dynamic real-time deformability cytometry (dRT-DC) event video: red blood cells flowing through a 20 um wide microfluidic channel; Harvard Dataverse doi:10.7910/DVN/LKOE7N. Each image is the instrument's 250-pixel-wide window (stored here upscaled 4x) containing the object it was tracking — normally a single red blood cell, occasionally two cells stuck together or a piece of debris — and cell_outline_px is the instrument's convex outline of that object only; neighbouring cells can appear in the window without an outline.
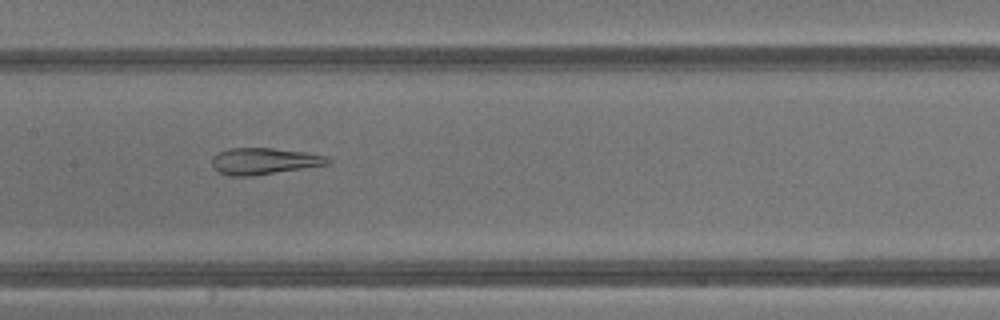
{"species": "common noctule bat (a hibernating species)", "species_latin": "Nyctalus noctula", "temperature_condition": "warm", "stored_images_in_passage": 38, "camera_frame_rate_fps": 3000, "um_per_image_px": 0.085, "animal": {"sex": "male", "body_mass_g": 13.3}, "frame": {"image": 1, "passage_image": 16, "time_ms": 5.0, "image_size_px": [1000, 320], "cell_outline_px": [[332, 164], [252, 176], [228, 176], [220, 172], [212, 164], [212, 156], [228, 148], [272, 148], [308, 152], [328, 156], [332, 160]], "centroid_in_image_um": [22.52, 13.69], "position_along_channel_um": 184.9, "area_um2": 18.09}}
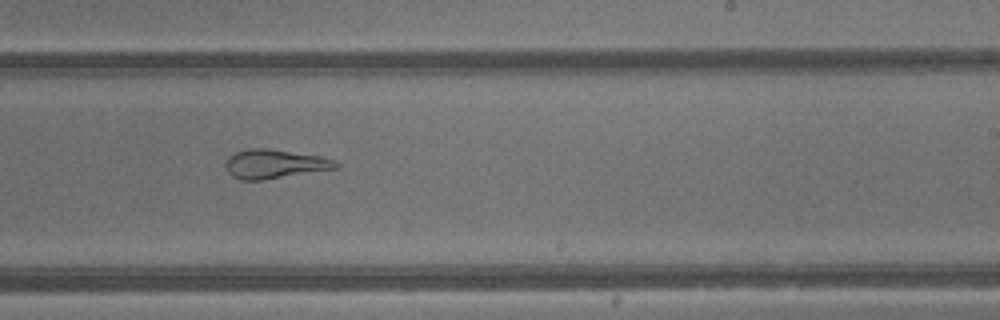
{"frame": {"image": 2, "passage_image": 21, "time_ms": 6.667, "image_size_px": [1000, 320], "cell_outline_px": [[340, 164], [336, 168], [264, 180], [240, 180], [232, 176], [228, 172], [224, 164], [228, 156], [236, 152], [248, 148], [268, 148], [320, 156], [336, 160]], "centroid_in_image_um": [23.31, 13.93], "position_along_channel_um": 265.7, "area_um2": 18.73}}
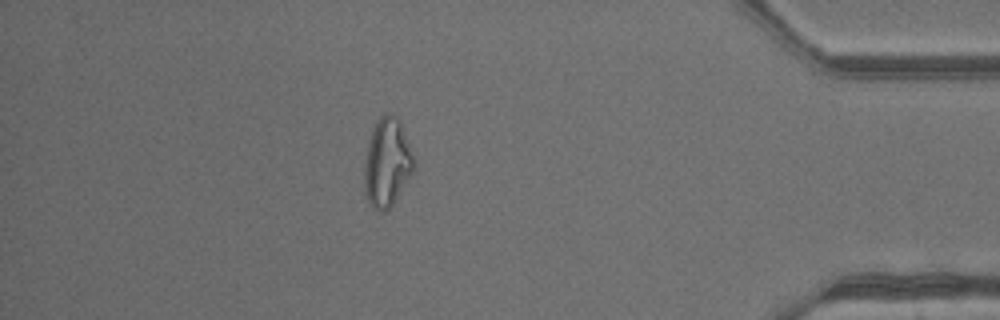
{"frame": {"image": 3, "passage_image": 32, "time_ms": 10.333, "image_size_px": [1000, 320], "cell_outline_px": [[416, 164], [412, 172], [392, 204], [384, 212], [380, 212], [372, 208], [364, 192], [364, 164], [368, 144], [372, 128], [376, 120], [384, 112], [392, 112], [400, 120], [416, 156]], "centroid_in_image_um": [32.92, 13.75], "position_along_channel_um": 402.3, "area_um2": 26.07}, "authors_computed_cell_mechanics": {"area_um2": 23.4668, "velocity_mm_per_s": 4.8723, "shape_relaxation_time_tau1_ms": null, "shape_relaxation_time_tau2_ms": 1.5574, "deformation_change_tau1": null, "deformation_change_tau2": 0.0773}}